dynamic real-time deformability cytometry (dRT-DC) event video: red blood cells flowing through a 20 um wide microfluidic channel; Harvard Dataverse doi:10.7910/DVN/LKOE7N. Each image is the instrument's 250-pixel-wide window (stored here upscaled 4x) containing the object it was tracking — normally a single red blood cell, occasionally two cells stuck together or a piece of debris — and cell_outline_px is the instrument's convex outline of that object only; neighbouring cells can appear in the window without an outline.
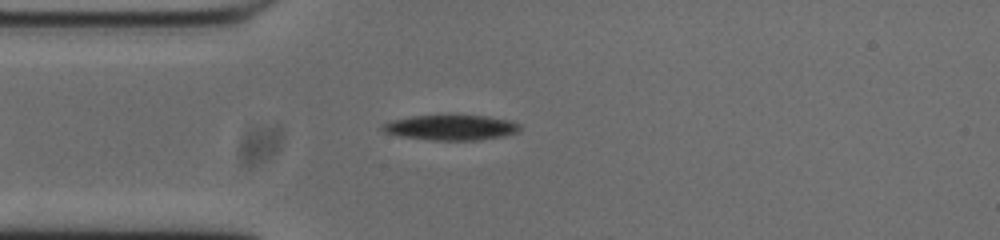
{"species": "common noctule bat (a hibernating species)", "species_latin": "Nyctalus noctula", "temperature_condition": "cold", "stored_images_in_passage": 43, "camera_frame_rate_fps": 3000, "um_per_image_px": 0.085, "animal": {"sex": "male", "body_mass_g": 20.0, "forearm_length_mm": 53.3}, "frame": {"image": 1, "passage_image": 1, "time_ms": 0.0, "image_size_px": [1000, 240], "cell_outline_px": [[520, 132], [504, 136], [480, 140], [432, 140], [400, 136], [384, 132], [380, 128], [384, 124], [392, 120], [412, 116], [488, 116], [508, 120], [520, 124]], "centroid_in_image_um": [38.36, 10.85], "position_along_channel_um": 46.6, "area_um2": 20.06}}
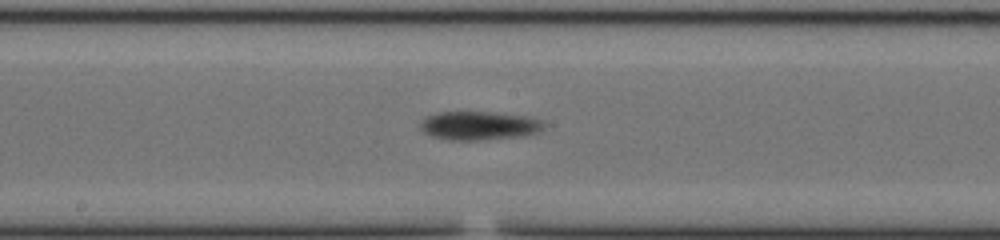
{"frame": {"image": 2, "passage_image": 15, "time_ms": 4.667, "image_size_px": [1000, 240], "cell_outline_px": [[544, 128], [540, 132], [524, 136], [480, 140], [448, 140], [432, 136], [424, 132], [420, 128], [420, 120], [424, 116], [436, 112], [496, 112], [528, 116], [540, 120], [544, 124]], "centroid_in_image_um": [40.71, 10.67], "position_along_channel_um": 207.5, "area_um2": 20.98}}
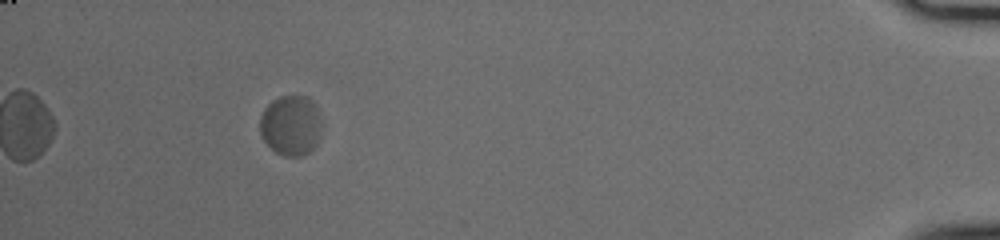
{"frame": {"image": 3, "passage_image": 38, "time_ms": 12.333, "image_size_px": [1000, 240], "cell_outline_px": [[320, 140], [308, 152], [300, 156], [284, 156], [276, 152], [264, 140], [260, 132], [260, 116], [264, 108], [272, 100], [280, 96], [308, 96], [312, 100], [316, 108], [320, 128]], "centroid_in_image_um": [24.7, 10.65], "position_along_channel_um": 410.5, "area_um2": 21.5}, "authors_computed_cell_mechanics": {"area_um2": 20.9814, "velocity_mm_per_s": 3.6161, "shape_relaxation_time_tau1_ms": null, "shape_relaxation_time_tau2_ms": 1.8523, "deformation_change_tau1": null, "deformation_change_tau2": 0.0284}}